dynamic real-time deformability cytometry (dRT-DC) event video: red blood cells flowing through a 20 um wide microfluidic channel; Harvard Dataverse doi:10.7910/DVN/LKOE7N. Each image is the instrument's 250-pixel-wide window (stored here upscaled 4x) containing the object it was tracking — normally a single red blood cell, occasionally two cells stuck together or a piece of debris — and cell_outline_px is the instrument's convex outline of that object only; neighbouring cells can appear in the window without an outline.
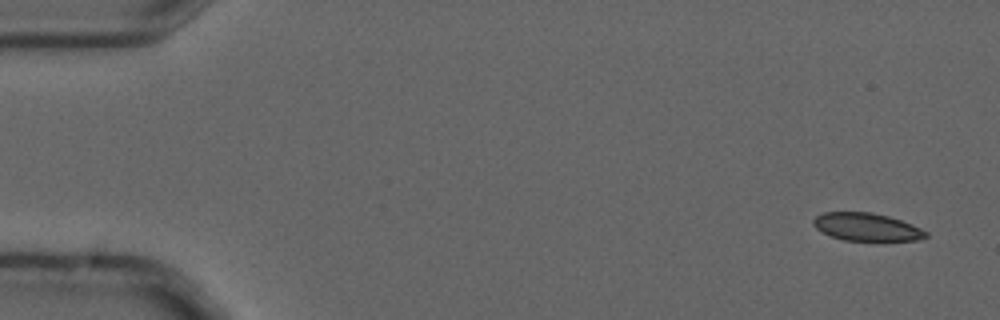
{"species": "common noctule bat (a hibernating species)", "species_latin": "Nyctalus noctula", "temperature_condition": "cold", "stored_images_in_passage": 4, "camera_frame_rate_fps": 3000, "um_per_image_px": 0.085, "animal": {"sex": "male", "forearm_length_mm": 52.5}, "frame": {"image": 1, "passage_image": 1, "time_ms": 0.0, "image_size_px": [1000, 320], "cell_outline_px": [[928, 236], [916, 240], [844, 240], [820, 232], [812, 224], [812, 220], [816, 216], [824, 212], [872, 212], [888, 216], [912, 224], [928, 232]], "centroid_in_image_um": [73.63, 19.28], "position_along_channel_um": 11.4, "area_um2": 18.15}}
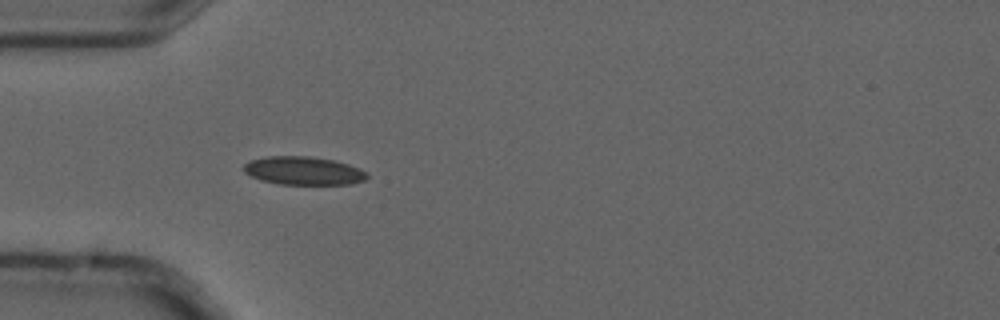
{"frame": {"image": 2, "passage_image": 4, "time_ms": 1.0, "image_size_px": [1000, 320], "cell_outline_px": [[368, 176], [364, 180], [352, 184], [280, 184], [260, 180], [244, 172], [244, 164], [252, 160], [264, 156], [308, 156], [332, 160], [348, 164], [360, 168], [368, 172]], "centroid_in_image_um": [25.81, 14.51], "position_along_channel_um": 59.2, "area_um2": 20.29}}